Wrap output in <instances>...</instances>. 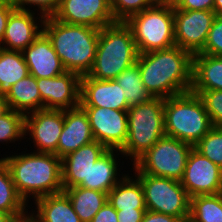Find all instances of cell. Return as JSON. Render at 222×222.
Segmentation results:
<instances>
[{
	"label": "cell",
	"mask_w": 222,
	"mask_h": 222,
	"mask_svg": "<svg viewBox=\"0 0 222 222\" xmlns=\"http://www.w3.org/2000/svg\"><path fill=\"white\" fill-rule=\"evenodd\" d=\"M136 64L151 97L166 99L191 91L193 55L177 45L139 54Z\"/></svg>",
	"instance_id": "1"
},
{
	"label": "cell",
	"mask_w": 222,
	"mask_h": 222,
	"mask_svg": "<svg viewBox=\"0 0 222 222\" xmlns=\"http://www.w3.org/2000/svg\"><path fill=\"white\" fill-rule=\"evenodd\" d=\"M23 152L1 158L7 164L15 188L25 203L29 205L32 198L35 201L62 192L61 159L54 153Z\"/></svg>",
	"instance_id": "2"
},
{
	"label": "cell",
	"mask_w": 222,
	"mask_h": 222,
	"mask_svg": "<svg viewBox=\"0 0 222 222\" xmlns=\"http://www.w3.org/2000/svg\"><path fill=\"white\" fill-rule=\"evenodd\" d=\"M100 29L45 17L43 33L51 41L66 71L87 75L93 66Z\"/></svg>",
	"instance_id": "3"
},
{
	"label": "cell",
	"mask_w": 222,
	"mask_h": 222,
	"mask_svg": "<svg viewBox=\"0 0 222 222\" xmlns=\"http://www.w3.org/2000/svg\"><path fill=\"white\" fill-rule=\"evenodd\" d=\"M139 56L130 28L123 21L100 29L93 66L87 76L97 80H114L133 66Z\"/></svg>",
	"instance_id": "4"
},
{
	"label": "cell",
	"mask_w": 222,
	"mask_h": 222,
	"mask_svg": "<svg viewBox=\"0 0 222 222\" xmlns=\"http://www.w3.org/2000/svg\"><path fill=\"white\" fill-rule=\"evenodd\" d=\"M165 135L196 145L214 126L201 98L190 92L164 99Z\"/></svg>",
	"instance_id": "5"
},
{
	"label": "cell",
	"mask_w": 222,
	"mask_h": 222,
	"mask_svg": "<svg viewBox=\"0 0 222 222\" xmlns=\"http://www.w3.org/2000/svg\"><path fill=\"white\" fill-rule=\"evenodd\" d=\"M127 116L128 134L120 151L122 158H129L133 165L165 136L164 99L152 97L147 102L132 106L128 109Z\"/></svg>",
	"instance_id": "6"
},
{
	"label": "cell",
	"mask_w": 222,
	"mask_h": 222,
	"mask_svg": "<svg viewBox=\"0 0 222 222\" xmlns=\"http://www.w3.org/2000/svg\"><path fill=\"white\" fill-rule=\"evenodd\" d=\"M139 54L170 48L175 44L174 9L155 7L131 15L125 21Z\"/></svg>",
	"instance_id": "7"
},
{
	"label": "cell",
	"mask_w": 222,
	"mask_h": 222,
	"mask_svg": "<svg viewBox=\"0 0 222 222\" xmlns=\"http://www.w3.org/2000/svg\"><path fill=\"white\" fill-rule=\"evenodd\" d=\"M131 170L141 183L144 191L146 209L171 215L188 222L191 197L181 182L172 178L157 177L141 173L134 165Z\"/></svg>",
	"instance_id": "8"
},
{
	"label": "cell",
	"mask_w": 222,
	"mask_h": 222,
	"mask_svg": "<svg viewBox=\"0 0 222 222\" xmlns=\"http://www.w3.org/2000/svg\"><path fill=\"white\" fill-rule=\"evenodd\" d=\"M193 146L173 137H161L133 165L143 174L180 181Z\"/></svg>",
	"instance_id": "9"
},
{
	"label": "cell",
	"mask_w": 222,
	"mask_h": 222,
	"mask_svg": "<svg viewBox=\"0 0 222 222\" xmlns=\"http://www.w3.org/2000/svg\"><path fill=\"white\" fill-rule=\"evenodd\" d=\"M216 16L209 10L174 9L175 44L192 55L200 53Z\"/></svg>",
	"instance_id": "10"
},
{
	"label": "cell",
	"mask_w": 222,
	"mask_h": 222,
	"mask_svg": "<svg viewBox=\"0 0 222 222\" xmlns=\"http://www.w3.org/2000/svg\"><path fill=\"white\" fill-rule=\"evenodd\" d=\"M180 182L190 197L218 194L222 192V168L192 148Z\"/></svg>",
	"instance_id": "11"
},
{
	"label": "cell",
	"mask_w": 222,
	"mask_h": 222,
	"mask_svg": "<svg viewBox=\"0 0 222 222\" xmlns=\"http://www.w3.org/2000/svg\"><path fill=\"white\" fill-rule=\"evenodd\" d=\"M89 118L95 141L107 149L121 150L128 134L127 111L101 107H82Z\"/></svg>",
	"instance_id": "12"
},
{
	"label": "cell",
	"mask_w": 222,
	"mask_h": 222,
	"mask_svg": "<svg viewBox=\"0 0 222 222\" xmlns=\"http://www.w3.org/2000/svg\"><path fill=\"white\" fill-rule=\"evenodd\" d=\"M63 127L64 110L41 109L25 115L24 134L32 138L35 152L55 153Z\"/></svg>",
	"instance_id": "13"
},
{
	"label": "cell",
	"mask_w": 222,
	"mask_h": 222,
	"mask_svg": "<svg viewBox=\"0 0 222 222\" xmlns=\"http://www.w3.org/2000/svg\"><path fill=\"white\" fill-rule=\"evenodd\" d=\"M53 17L60 22L96 29L117 22L111 11V0H60Z\"/></svg>",
	"instance_id": "14"
},
{
	"label": "cell",
	"mask_w": 222,
	"mask_h": 222,
	"mask_svg": "<svg viewBox=\"0 0 222 222\" xmlns=\"http://www.w3.org/2000/svg\"><path fill=\"white\" fill-rule=\"evenodd\" d=\"M80 79L79 74L69 71L37 79L41 109L68 110L80 106Z\"/></svg>",
	"instance_id": "15"
},
{
	"label": "cell",
	"mask_w": 222,
	"mask_h": 222,
	"mask_svg": "<svg viewBox=\"0 0 222 222\" xmlns=\"http://www.w3.org/2000/svg\"><path fill=\"white\" fill-rule=\"evenodd\" d=\"M35 15L33 10L14 9L8 18L0 48L22 52L29 47L43 33L45 17L39 13Z\"/></svg>",
	"instance_id": "16"
},
{
	"label": "cell",
	"mask_w": 222,
	"mask_h": 222,
	"mask_svg": "<svg viewBox=\"0 0 222 222\" xmlns=\"http://www.w3.org/2000/svg\"><path fill=\"white\" fill-rule=\"evenodd\" d=\"M80 106L128 111L123 89L114 80H97L87 75L80 79Z\"/></svg>",
	"instance_id": "17"
},
{
	"label": "cell",
	"mask_w": 222,
	"mask_h": 222,
	"mask_svg": "<svg viewBox=\"0 0 222 222\" xmlns=\"http://www.w3.org/2000/svg\"><path fill=\"white\" fill-rule=\"evenodd\" d=\"M107 150L104 145L94 140L63 157L61 159L63 189L88 182V171Z\"/></svg>",
	"instance_id": "18"
},
{
	"label": "cell",
	"mask_w": 222,
	"mask_h": 222,
	"mask_svg": "<svg viewBox=\"0 0 222 222\" xmlns=\"http://www.w3.org/2000/svg\"><path fill=\"white\" fill-rule=\"evenodd\" d=\"M94 141L87 113L81 106L64 110V127L60 134L57 151L60 159Z\"/></svg>",
	"instance_id": "19"
},
{
	"label": "cell",
	"mask_w": 222,
	"mask_h": 222,
	"mask_svg": "<svg viewBox=\"0 0 222 222\" xmlns=\"http://www.w3.org/2000/svg\"><path fill=\"white\" fill-rule=\"evenodd\" d=\"M29 74L36 79L53 78L66 72L48 37L42 33L22 51Z\"/></svg>",
	"instance_id": "20"
},
{
	"label": "cell",
	"mask_w": 222,
	"mask_h": 222,
	"mask_svg": "<svg viewBox=\"0 0 222 222\" xmlns=\"http://www.w3.org/2000/svg\"><path fill=\"white\" fill-rule=\"evenodd\" d=\"M119 155H121L120 157L123 156L120 150L108 149L91 166L88 171V182H82L79 187L109 193V191L126 175V173L123 174L121 169L118 168L119 166L121 167L120 161H118L120 160ZM120 172L122 174H120Z\"/></svg>",
	"instance_id": "21"
},
{
	"label": "cell",
	"mask_w": 222,
	"mask_h": 222,
	"mask_svg": "<svg viewBox=\"0 0 222 222\" xmlns=\"http://www.w3.org/2000/svg\"><path fill=\"white\" fill-rule=\"evenodd\" d=\"M33 202L35 210L29 211L28 222H81L64 191L38 198Z\"/></svg>",
	"instance_id": "22"
},
{
	"label": "cell",
	"mask_w": 222,
	"mask_h": 222,
	"mask_svg": "<svg viewBox=\"0 0 222 222\" xmlns=\"http://www.w3.org/2000/svg\"><path fill=\"white\" fill-rule=\"evenodd\" d=\"M191 90H222V56L193 55Z\"/></svg>",
	"instance_id": "23"
},
{
	"label": "cell",
	"mask_w": 222,
	"mask_h": 222,
	"mask_svg": "<svg viewBox=\"0 0 222 222\" xmlns=\"http://www.w3.org/2000/svg\"><path fill=\"white\" fill-rule=\"evenodd\" d=\"M5 99L10 109L24 115L41 110V96L37 86V79L28 74L11 86Z\"/></svg>",
	"instance_id": "24"
},
{
	"label": "cell",
	"mask_w": 222,
	"mask_h": 222,
	"mask_svg": "<svg viewBox=\"0 0 222 222\" xmlns=\"http://www.w3.org/2000/svg\"><path fill=\"white\" fill-rule=\"evenodd\" d=\"M108 202L116 210L146 209L143 187L129 173L109 191Z\"/></svg>",
	"instance_id": "25"
},
{
	"label": "cell",
	"mask_w": 222,
	"mask_h": 222,
	"mask_svg": "<svg viewBox=\"0 0 222 222\" xmlns=\"http://www.w3.org/2000/svg\"><path fill=\"white\" fill-rule=\"evenodd\" d=\"M28 206L18 194L5 161L0 158V210L10 213L18 222H28Z\"/></svg>",
	"instance_id": "26"
},
{
	"label": "cell",
	"mask_w": 222,
	"mask_h": 222,
	"mask_svg": "<svg viewBox=\"0 0 222 222\" xmlns=\"http://www.w3.org/2000/svg\"><path fill=\"white\" fill-rule=\"evenodd\" d=\"M63 191L71 200L73 210L81 222H91L95 214L108 201V193L79 186L66 188Z\"/></svg>",
	"instance_id": "27"
},
{
	"label": "cell",
	"mask_w": 222,
	"mask_h": 222,
	"mask_svg": "<svg viewBox=\"0 0 222 222\" xmlns=\"http://www.w3.org/2000/svg\"><path fill=\"white\" fill-rule=\"evenodd\" d=\"M29 74L22 52L0 48V95L6 96L11 86Z\"/></svg>",
	"instance_id": "28"
},
{
	"label": "cell",
	"mask_w": 222,
	"mask_h": 222,
	"mask_svg": "<svg viewBox=\"0 0 222 222\" xmlns=\"http://www.w3.org/2000/svg\"><path fill=\"white\" fill-rule=\"evenodd\" d=\"M188 222H222V192L191 197Z\"/></svg>",
	"instance_id": "29"
},
{
	"label": "cell",
	"mask_w": 222,
	"mask_h": 222,
	"mask_svg": "<svg viewBox=\"0 0 222 222\" xmlns=\"http://www.w3.org/2000/svg\"><path fill=\"white\" fill-rule=\"evenodd\" d=\"M115 80L123 89L129 107L147 102L152 98L144 87L140 69L136 63L122 71Z\"/></svg>",
	"instance_id": "30"
},
{
	"label": "cell",
	"mask_w": 222,
	"mask_h": 222,
	"mask_svg": "<svg viewBox=\"0 0 222 222\" xmlns=\"http://www.w3.org/2000/svg\"><path fill=\"white\" fill-rule=\"evenodd\" d=\"M24 130L25 115L10 109L0 118V143L9 144L27 139Z\"/></svg>",
	"instance_id": "31"
},
{
	"label": "cell",
	"mask_w": 222,
	"mask_h": 222,
	"mask_svg": "<svg viewBox=\"0 0 222 222\" xmlns=\"http://www.w3.org/2000/svg\"><path fill=\"white\" fill-rule=\"evenodd\" d=\"M193 148L222 168V128L213 127Z\"/></svg>",
	"instance_id": "32"
},
{
	"label": "cell",
	"mask_w": 222,
	"mask_h": 222,
	"mask_svg": "<svg viewBox=\"0 0 222 222\" xmlns=\"http://www.w3.org/2000/svg\"><path fill=\"white\" fill-rule=\"evenodd\" d=\"M191 92L201 98L212 125L222 128V90H191Z\"/></svg>",
	"instance_id": "33"
},
{
	"label": "cell",
	"mask_w": 222,
	"mask_h": 222,
	"mask_svg": "<svg viewBox=\"0 0 222 222\" xmlns=\"http://www.w3.org/2000/svg\"><path fill=\"white\" fill-rule=\"evenodd\" d=\"M148 0H111V11L116 21H125L128 17L150 8Z\"/></svg>",
	"instance_id": "34"
},
{
	"label": "cell",
	"mask_w": 222,
	"mask_h": 222,
	"mask_svg": "<svg viewBox=\"0 0 222 222\" xmlns=\"http://www.w3.org/2000/svg\"><path fill=\"white\" fill-rule=\"evenodd\" d=\"M15 9L32 11L41 14L44 17L53 16L59 7L60 0H7ZM28 7H27V6ZM31 6V7H30ZM37 7V8H35Z\"/></svg>",
	"instance_id": "35"
},
{
	"label": "cell",
	"mask_w": 222,
	"mask_h": 222,
	"mask_svg": "<svg viewBox=\"0 0 222 222\" xmlns=\"http://www.w3.org/2000/svg\"><path fill=\"white\" fill-rule=\"evenodd\" d=\"M198 54L222 56V16L217 15L215 17L204 48Z\"/></svg>",
	"instance_id": "36"
},
{
	"label": "cell",
	"mask_w": 222,
	"mask_h": 222,
	"mask_svg": "<svg viewBox=\"0 0 222 222\" xmlns=\"http://www.w3.org/2000/svg\"><path fill=\"white\" fill-rule=\"evenodd\" d=\"M214 1L215 0H177L176 6L173 9L214 11Z\"/></svg>",
	"instance_id": "37"
},
{
	"label": "cell",
	"mask_w": 222,
	"mask_h": 222,
	"mask_svg": "<svg viewBox=\"0 0 222 222\" xmlns=\"http://www.w3.org/2000/svg\"><path fill=\"white\" fill-rule=\"evenodd\" d=\"M91 222H118L117 210L107 201L95 214Z\"/></svg>",
	"instance_id": "38"
},
{
	"label": "cell",
	"mask_w": 222,
	"mask_h": 222,
	"mask_svg": "<svg viewBox=\"0 0 222 222\" xmlns=\"http://www.w3.org/2000/svg\"><path fill=\"white\" fill-rule=\"evenodd\" d=\"M147 209L117 210L118 222H142Z\"/></svg>",
	"instance_id": "39"
},
{
	"label": "cell",
	"mask_w": 222,
	"mask_h": 222,
	"mask_svg": "<svg viewBox=\"0 0 222 222\" xmlns=\"http://www.w3.org/2000/svg\"><path fill=\"white\" fill-rule=\"evenodd\" d=\"M14 9L7 0H0V44L3 40L8 18Z\"/></svg>",
	"instance_id": "40"
},
{
	"label": "cell",
	"mask_w": 222,
	"mask_h": 222,
	"mask_svg": "<svg viewBox=\"0 0 222 222\" xmlns=\"http://www.w3.org/2000/svg\"><path fill=\"white\" fill-rule=\"evenodd\" d=\"M142 222H183V221L171 215H166L163 213L146 210L143 215Z\"/></svg>",
	"instance_id": "41"
},
{
	"label": "cell",
	"mask_w": 222,
	"mask_h": 222,
	"mask_svg": "<svg viewBox=\"0 0 222 222\" xmlns=\"http://www.w3.org/2000/svg\"><path fill=\"white\" fill-rule=\"evenodd\" d=\"M150 6L175 8L177 0H148Z\"/></svg>",
	"instance_id": "42"
},
{
	"label": "cell",
	"mask_w": 222,
	"mask_h": 222,
	"mask_svg": "<svg viewBox=\"0 0 222 222\" xmlns=\"http://www.w3.org/2000/svg\"><path fill=\"white\" fill-rule=\"evenodd\" d=\"M10 110L8 102L4 96L0 95V118Z\"/></svg>",
	"instance_id": "43"
},
{
	"label": "cell",
	"mask_w": 222,
	"mask_h": 222,
	"mask_svg": "<svg viewBox=\"0 0 222 222\" xmlns=\"http://www.w3.org/2000/svg\"><path fill=\"white\" fill-rule=\"evenodd\" d=\"M0 222H18L10 213L0 210Z\"/></svg>",
	"instance_id": "44"
},
{
	"label": "cell",
	"mask_w": 222,
	"mask_h": 222,
	"mask_svg": "<svg viewBox=\"0 0 222 222\" xmlns=\"http://www.w3.org/2000/svg\"><path fill=\"white\" fill-rule=\"evenodd\" d=\"M214 12L216 13V15L222 16V0L214 1Z\"/></svg>",
	"instance_id": "45"
}]
</instances>
